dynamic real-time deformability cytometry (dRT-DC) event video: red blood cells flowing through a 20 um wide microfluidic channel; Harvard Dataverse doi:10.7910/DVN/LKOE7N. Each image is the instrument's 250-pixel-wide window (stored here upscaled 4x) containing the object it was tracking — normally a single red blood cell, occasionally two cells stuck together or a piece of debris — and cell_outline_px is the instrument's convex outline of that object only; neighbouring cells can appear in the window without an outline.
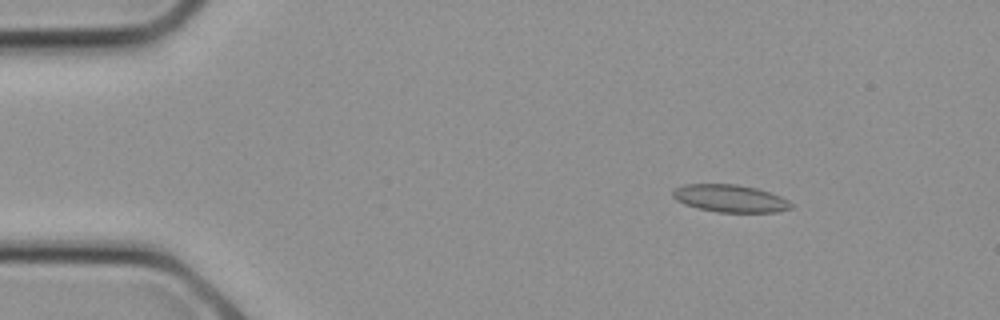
{"species": "common noctule bat (a hibernating species)", "species_latin": "Nyctalus noctula", "temperature_condition": "cold", "stored_images_in_passage": 13, "camera_frame_rate_fps": 3000, "um_per_image_px": 0.085, "animal": {"sex": "female", "body_mass_g": 21.9}, "frame": {"image": 1, "passage_image": 4, "time_ms": 1.0, "image_size_px": [1000, 320], "cell_outline_px": [[792, 208], [776, 212], [716, 212], [696, 208], [684, 204], [676, 200], [672, 196], [672, 192], [676, 188], [684, 184], [736, 184], [756, 188], [780, 196], [788, 200], [792, 204]], "centroid_in_image_um": [62.03, 16.87], "position_along_channel_um": 23.0, "area_um2": 18.96}}
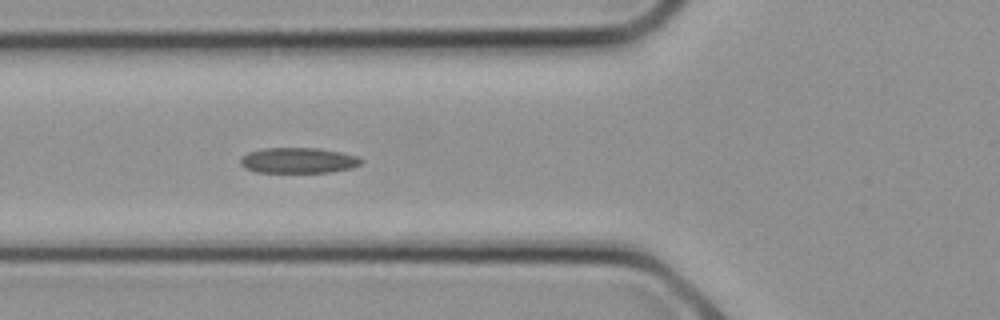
{"frame": {"image": 2, "passage_image": 10, "time_ms": 3.0, "image_size_px": [1000, 320], "cell_outline_px": [[364, 160], [360, 164], [352, 168], [328, 172], [256, 172], [244, 168], [240, 164], [240, 156], [248, 152], [264, 148], [320, 148], [340, 152], [356, 156]], "centroid_in_image_um": [25.32, 13.63], "position_along_channel_um": 100.5, "area_um2": 18.03}}
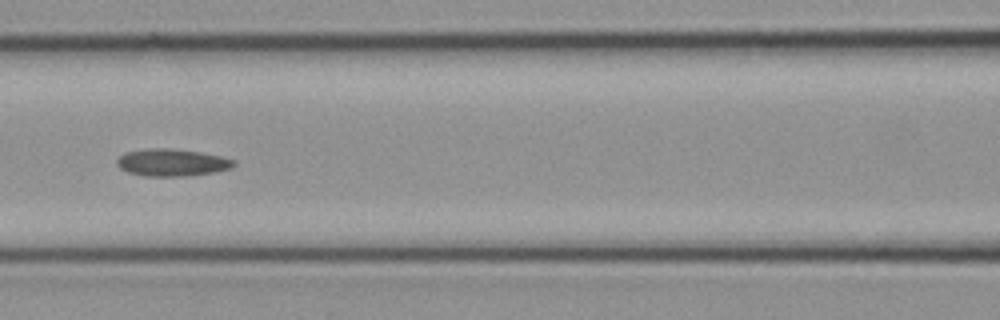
{"frame": {"image": 3, "passage_image": 12, "time_ms": 3.667, "image_size_px": [1000, 320], "cell_outline_px": [[236, 164], [232, 168], [216, 172], [184, 176], [144, 176], [128, 172], [120, 168], [116, 164], [116, 160], [124, 152], [148, 148], [172, 148], [200, 152], [220, 156], [236, 160]], "centroid_in_image_um": [14.62, 13.81], "position_along_channel_um": 152.0, "area_um2": 18.73}}